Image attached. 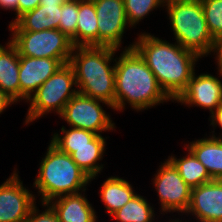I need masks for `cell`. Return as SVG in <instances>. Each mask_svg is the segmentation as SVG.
<instances>
[{"label":"cell","mask_w":222,"mask_h":222,"mask_svg":"<svg viewBox=\"0 0 222 222\" xmlns=\"http://www.w3.org/2000/svg\"><path fill=\"white\" fill-rule=\"evenodd\" d=\"M132 41L134 48L153 72L160 87L174 101L186 88L201 59L177 42L141 32Z\"/></svg>","instance_id":"obj_1"},{"label":"cell","mask_w":222,"mask_h":222,"mask_svg":"<svg viewBox=\"0 0 222 222\" xmlns=\"http://www.w3.org/2000/svg\"><path fill=\"white\" fill-rule=\"evenodd\" d=\"M115 61V111L128 106L143 112L173 100L160 87L145 60L134 49L120 50Z\"/></svg>","instance_id":"obj_2"},{"label":"cell","mask_w":222,"mask_h":222,"mask_svg":"<svg viewBox=\"0 0 222 222\" xmlns=\"http://www.w3.org/2000/svg\"><path fill=\"white\" fill-rule=\"evenodd\" d=\"M118 51L108 46H76L69 62L75 72L78 93L108 103L114 112Z\"/></svg>","instance_id":"obj_3"},{"label":"cell","mask_w":222,"mask_h":222,"mask_svg":"<svg viewBox=\"0 0 222 222\" xmlns=\"http://www.w3.org/2000/svg\"><path fill=\"white\" fill-rule=\"evenodd\" d=\"M39 163L38 174L32 187L39 202L87 190L91 178L72 160L71 155L61 152L50 141Z\"/></svg>","instance_id":"obj_4"},{"label":"cell","mask_w":222,"mask_h":222,"mask_svg":"<svg viewBox=\"0 0 222 222\" xmlns=\"http://www.w3.org/2000/svg\"><path fill=\"white\" fill-rule=\"evenodd\" d=\"M164 8L174 41L200 58L211 56L216 40L208 30L201 1L173 2Z\"/></svg>","instance_id":"obj_5"},{"label":"cell","mask_w":222,"mask_h":222,"mask_svg":"<svg viewBox=\"0 0 222 222\" xmlns=\"http://www.w3.org/2000/svg\"><path fill=\"white\" fill-rule=\"evenodd\" d=\"M77 93L74 69L69 63L64 64L27 101L29 106L23 124L29 126L52 112L59 116Z\"/></svg>","instance_id":"obj_6"},{"label":"cell","mask_w":222,"mask_h":222,"mask_svg":"<svg viewBox=\"0 0 222 222\" xmlns=\"http://www.w3.org/2000/svg\"><path fill=\"white\" fill-rule=\"evenodd\" d=\"M9 32V40L17 47L19 56L61 59L65 64L70 62L74 46L71 39L58 29Z\"/></svg>","instance_id":"obj_7"},{"label":"cell","mask_w":222,"mask_h":222,"mask_svg":"<svg viewBox=\"0 0 222 222\" xmlns=\"http://www.w3.org/2000/svg\"><path fill=\"white\" fill-rule=\"evenodd\" d=\"M103 105L113 110L106 102L77 93L65 105L59 118L69 127L88 130L97 135H102L106 131L115 132L116 124L109 112L106 113L103 109Z\"/></svg>","instance_id":"obj_8"},{"label":"cell","mask_w":222,"mask_h":222,"mask_svg":"<svg viewBox=\"0 0 222 222\" xmlns=\"http://www.w3.org/2000/svg\"><path fill=\"white\" fill-rule=\"evenodd\" d=\"M152 185L158 196L160 215L178 213L181 217L186 213L191 196V188L185 183L174 165L165 159L153 175Z\"/></svg>","instance_id":"obj_9"},{"label":"cell","mask_w":222,"mask_h":222,"mask_svg":"<svg viewBox=\"0 0 222 222\" xmlns=\"http://www.w3.org/2000/svg\"><path fill=\"white\" fill-rule=\"evenodd\" d=\"M95 4L98 24V46L119 50L130 49L132 44L123 45V36L131 26L128 23L123 0H92Z\"/></svg>","instance_id":"obj_10"},{"label":"cell","mask_w":222,"mask_h":222,"mask_svg":"<svg viewBox=\"0 0 222 222\" xmlns=\"http://www.w3.org/2000/svg\"><path fill=\"white\" fill-rule=\"evenodd\" d=\"M18 169L0 184V222H27L37 194L23 185Z\"/></svg>","instance_id":"obj_11"},{"label":"cell","mask_w":222,"mask_h":222,"mask_svg":"<svg viewBox=\"0 0 222 222\" xmlns=\"http://www.w3.org/2000/svg\"><path fill=\"white\" fill-rule=\"evenodd\" d=\"M217 70V75L200 73L196 70L188 81L186 88L173 101L178 104L190 107H201L209 110L211 114L222 104V72ZM221 77V78H220Z\"/></svg>","instance_id":"obj_12"},{"label":"cell","mask_w":222,"mask_h":222,"mask_svg":"<svg viewBox=\"0 0 222 222\" xmlns=\"http://www.w3.org/2000/svg\"><path fill=\"white\" fill-rule=\"evenodd\" d=\"M185 216H190L186 219ZM185 217V218H184ZM222 222V180L213 179L191 189L189 207L180 219L185 222Z\"/></svg>","instance_id":"obj_13"},{"label":"cell","mask_w":222,"mask_h":222,"mask_svg":"<svg viewBox=\"0 0 222 222\" xmlns=\"http://www.w3.org/2000/svg\"><path fill=\"white\" fill-rule=\"evenodd\" d=\"M64 64L61 59L19 56L20 102L26 103L37 89Z\"/></svg>","instance_id":"obj_14"},{"label":"cell","mask_w":222,"mask_h":222,"mask_svg":"<svg viewBox=\"0 0 222 222\" xmlns=\"http://www.w3.org/2000/svg\"><path fill=\"white\" fill-rule=\"evenodd\" d=\"M63 2H41L34 10L8 25L9 31H42L58 29Z\"/></svg>","instance_id":"obj_15"},{"label":"cell","mask_w":222,"mask_h":222,"mask_svg":"<svg viewBox=\"0 0 222 222\" xmlns=\"http://www.w3.org/2000/svg\"><path fill=\"white\" fill-rule=\"evenodd\" d=\"M60 222H98L96 209L87 199L86 190L57 197L49 202Z\"/></svg>","instance_id":"obj_16"},{"label":"cell","mask_w":222,"mask_h":222,"mask_svg":"<svg viewBox=\"0 0 222 222\" xmlns=\"http://www.w3.org/2000/svg\"><path fill=\"white\" fill-rule=\"evenodd\" d=\"M106 140V136L96 135L91 140V146L57 148L71 155L72 160L91 178L90 181H93L105 167L102 160L106 154Z\"/></svg>","instance_id":"obj_17"},{"label":"cell","mask_w":222,"mask_h":222,"mask_svg":"<svg viewBox=\"0 0 222 222\" xmlns=\"http://www.w3.org/2000/svg\"><path fill=\"white\" fill-rule=\"evenodd\" d=\"M0 89L20 103L19 53L9 38L5 45L0 44Z\"/></svg>","instance_id":"obj_18"},{"label":"cell","mask_w":222,"mask_h":222,"mask_svg":"<svg viewBox=\"0 0 222 222\" xmlns=\"http://www.w3.org/2000/svg\"><path fill=\"white\" fill-rule=\"evenodd\" d=\"M206 135L184 146L205 166L212 179L222 180V139Z\"/></svg>","instance_id":"obj_19"},{"label":"cell","mask_w":222,"mask_h":222,"mask_svg":"<svg viewBox=\"0 0 222 222\" xmlns=\"http://www.w3.org/2000/svg\"><path fill=\"white\" fill-rule=\"evenodd\" d=\"M130 183L118 175L109 176L103 181L98 193L108 216L122 208L138 193Z\"/></svg>","instance_id":"obj_20"},{"label":"cell","mask_w":222,"mask_h":222,"mask_svg":"<svg viewBox=\"0 0 222 222\" xmlns=\"http://www.w3.org/2000/svg\"><path fill=\"white\" fill-rule=\"evenodd\" d=\"M97 18L92 0H81L78 3L76 46H98Z\"/></svg>","instance_id":"obj_21"},{"label":"cell","mask_w":222,"mask_h":222,"mask_svg":"<svg viewBox=\"0 0 222 222\" xmlns=\"http://www.w3.org/2000/svg\"><path fill=\"white\" fill-rule=\"evenodd\" d=\"M187 151L183 157L177 158L176 154L168 156V160L174 165L185 183L191 188H196L213 179L205 166L184 146Z\"/></svg>","instance_id":"obj_22"},{"label":"cell","mask_w":222,"mask_h":222,"mask_svg":"<svg viewBox=\"0 0 222 222\" xmlns=\"http://www.w3.org/2000/svg\"><path fill=\"white\" fill-rule=\"evenodd\" d=\"M152 205V206H151ZM146 197L136 194L122 208L111 215L116 222H157L159 215ZM156 215L158 216L157 218ZM158 222H161L160 220Z\"/></svg>","instance_id":"obj_23"},{"label":"cell","mask_w":222,"mask_h":222,"mask_svg":"<svg viewBox=\"0 0 222 222\" xmlns=\"http://www.w3.org/2000/svg\"><path fill=\"white\" fill-rule=\"evenodd\" d=\"M61 130V131H60ZM59 132L54 131L50 142L56 147L91 146V140L97 135L94 132L62 125ZM61 132V133H60ZM62 134V135H61Z\"/></svg>","instance_id":"obj_24"},{"label":"cell","mask_w":222,"mask_h":222,"mask_svg":"<svg viewBox=\"0 0 222 222\" xmlns=\"http://www.w3.org/2000/svg\"><path fill=\"white\" fill-rule=\"evenodd\" d=\"M129 25L136 28L141 20L148 18L154 10L164 9L162 0H123Z\"/></svg>","instance_id":"obj_25"},{"label":"cell","mask_w":222,"mask_h":222,"mask_svg":"<svg viewBox=\"0 0 222 222\" xmlns=\"http://www.w3.org/2000/svg\"><path fill=\"white\" fill-rule=\"evenodd\" d=\"M81 0H65L61 7L58 30L65 33L76 47V28L78 18V3Z\"/></svg>","instance_id":"obj_26"},{"label":"cell","mask_w":222,"mask_h":222,"mask_svg":"<svg viewBox=\"0 0 222 222\" xmlns=\"http://www.w3.org/2000/svg\"><path fill=\"white\" fill-rule=\"evenodd\" d=\"M208 30L216 40L222 37V0H200Z\"/></svg>","instance_id":"obj_27"},{"label":"cell","mask_w":222,"mask_h":222,"mask_svg":"<svg viewBox=\"0 0 222 222\" xmlns=\"http://www.w3.org/2000/svg\"><path fill=\"white\" fill-rule=\"evenodd\" d=\"M38 204H34L27 217V222H60L59 217L49 202H40V206L45 209L41 211ZM41 212V213H40Z\"/></svg>","instance_id":"obj_28"},{"label":"cell","mask_w":222,"mask_h":222,"mask_svg":"<svg viewBox=\"0 0 222 222\" xmlns=\"http://www.w3.org/2000/svg\"><path fill=\"white\" fill-rule=\"evenodd\" d=\"M209 121V126L213 127L214 130L213 131L211 128V132L209 135L217 138H222V133H219L218 135L217 133H215V129L217 126L222 130V104L210 114Z\"/></svg>","instance_id":"obj_29"},{"label":"cell","mask_w":222,"mask_h":222,"mask_svg":"<svg viewBox=\"0 0 222 222\" xmlns=\"http://www.w3.org/2000/svg\"><path fill=\"white\" fill-rule=\"evenodd\" d=\"M41 0H18V18L24 13L34 10Z\"/></svg>","instance_id":"obj_30"},{"label":"cell","mask_w":222,"mask_h":222,"mask_svg":"<svg viewBox=\"0 0 222 222\" xmlns=\"http://www.w3.org/2000/svg\"><path fill=\"white\" fill-rule=\"evenodd\" d=\"M212 55H214L216 69L222 72V37L216 39Z\"/></svg>","instance_id":"obj_31"},{"label":"cell","mask_w":222,"mask_h":222,"mask_svg":"<svg viewBox=\"0 0 222 222\" xmlns=\"http://www.w3.org/2000/svg\"><path fill=\"white\" fill-rule=\"evenodd\" d=\"M0 8L4 10L14 11L16 15L8 25L14 23L18 19V0H0Z\"/></svg>","instance_id":"obj_32"},{"label":"cell","mask_w":222,"mask_h":222,"mask_svg":"<svg viewBox=\"0 0 222 222\" xmlns=\"http://www.w3.org/2000/svg\"><path fill=\"white\" fill-rule=\"evenodd\" d=\"M13 104L17 103L0 89V115Z\"/></svg>","instance_id":"obj_33"},{"label":"cell","mask_w":222,"mask_h":222,"mask_svg":"<svg viewBox=\"0 0 222 222\" xmlns=\"http://www.w3.org/2000/svg\"><path fill=\"white\" fill-rule=\"evenodd\" d=\"M182 1H194V0H162L164 6L173 2H182Z\"/></svg>","instance_id":"obj_34"},{"label":"cell","mask_w":222,"mask_h":222,"mask_svg":"<svg viewBox=\"0 0 222 222\" xmlns=\"http://www.w3.org/2000/svg\"><path fill=\"white\" fill-rule=\"evenodd\" d=\"M173 217H174L173 219L168 218L169 221H167V222H185L184 220L180 219V217L179 218H176L175 216H173Z\"/></svg>","instance_id":"obj_35"},{"label":"cell","mask_w":222,"mask_h":222,"mask_svg":"<svg viewBox=\"0 0 222 222\" xmlns=\"http://www.w3.org/2000/svg\"><path fill=\"white\" fill-rule=\"evenodd\" d=\"M65 0H41V2H64Z\"/></svg>","instance_id":"obj_36"}]
</instances>
